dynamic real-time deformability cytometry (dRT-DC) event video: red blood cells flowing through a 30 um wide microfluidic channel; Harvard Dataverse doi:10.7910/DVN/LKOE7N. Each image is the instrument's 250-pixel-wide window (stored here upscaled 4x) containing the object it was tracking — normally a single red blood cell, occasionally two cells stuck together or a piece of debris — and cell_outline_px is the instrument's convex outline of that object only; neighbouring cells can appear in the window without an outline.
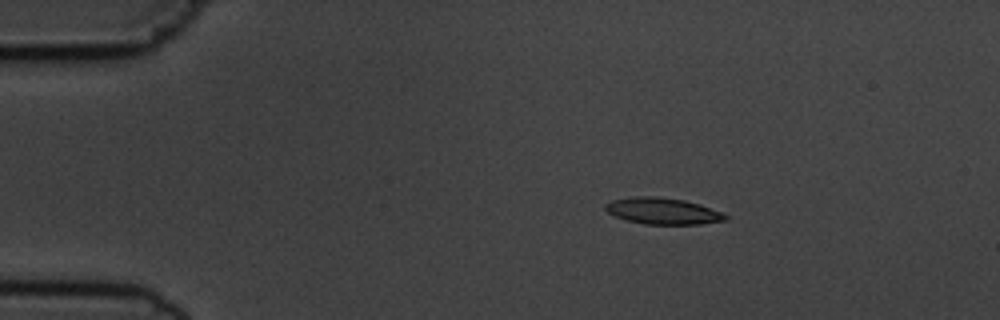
{"species": "common noctule bat (a hibernating species)", "species_latin": "Nyctalus noctula", "temperature_condition": "cold", "stored_images_in_passage": 5, "camera_frame_rate_fps": 3000, "um_per_image_px": 0.085, "animal": {"sex": "male", "body_mass_g": 19.5, "forearm_length_mm": 54.6}, "frame": {"image": 1, "passage_image": 3, "time_ms": 2.333, "image_size_px": [1000, 320], "cell_outline_px": [[728, 220], [700, 224], [644, 224], [628, 220], [616, 216], [608, 212], [604, 208], [604, 204], [612, 200], [632, 196], [656, 196], [684, 200], [700, 204], [724, 212], [728, 216]], "centroid_in_image_um": [56.37, 17.93], "position_along_channel_um": 28.6, "area_um2": 18.61}}
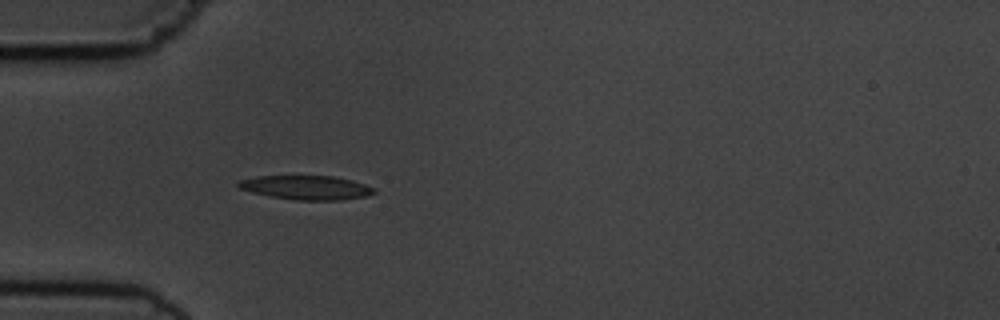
{"frame": {"image": 2, "passage_image": 5, "time_ms": 4.667, "image_size_px": [1000, 320], "cell_outline_px": [[376, 192], [368, 196], [340, 200], [296, 200], [268, 196], [252, 192], [240, 188], [236, 184], [240, 180], [256, 176], [332, 176], [352, 180], [376, 188]], "centroid_in_image_um": [26.06, 15.94], "position_along_channel_um": 58.9, "area_um2": 19.07}}